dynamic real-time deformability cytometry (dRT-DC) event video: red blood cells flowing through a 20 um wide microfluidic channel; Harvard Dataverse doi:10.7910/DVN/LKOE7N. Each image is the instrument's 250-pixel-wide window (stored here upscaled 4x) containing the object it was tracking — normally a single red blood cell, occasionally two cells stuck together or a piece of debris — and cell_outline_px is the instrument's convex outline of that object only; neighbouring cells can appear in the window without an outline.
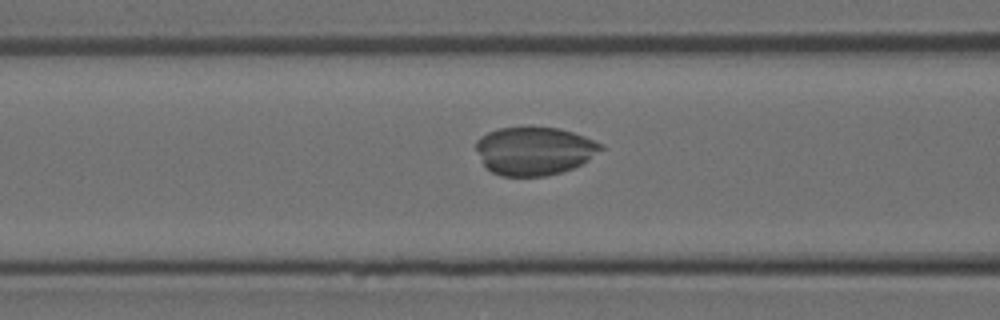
{"species": "Egyptian fruit bat (a non-hibernating species)", "species_latin": "Rousettus aegyptiacus", "temperature_condition": "room temperature", "stored_images_in_passage": 38, "camera_frame_rate_fps": 3000, "um_per_image_px": 0.085, "animal": {"sex": "female"}, "frame": {"image": 1, "passage_image": 13, "time_ms": 4.0, "image_size_px": [1000, 320], "cell_outline_px": [[604, 148], [588, 160], [572, 168], [560, 172], [544, 176], [500, 176], [492, 172], [484, 164], [476, 148], [476, 140], [480, 136], [488, 132], [500, 128], [528, 124], [560, 128], [584, 136], [604, 144]], "centroid_in_image_um": [45.42, 12.78], "position_along_channel_um": 121.2, "area_um2": 35.6}}
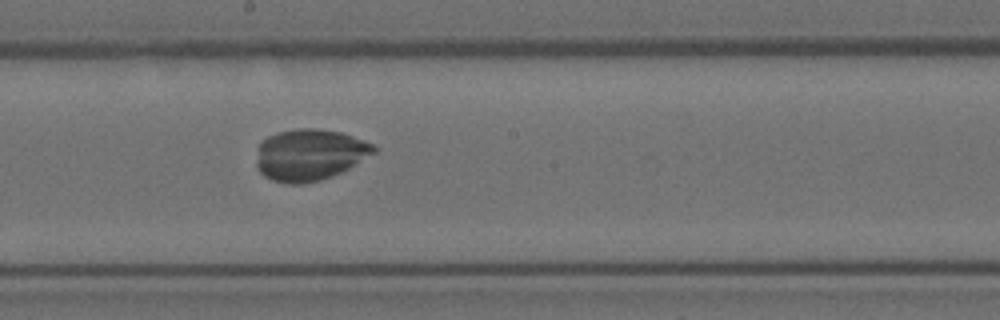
{"frame": {"image": 2, "passage_image": 20, "time_ms": 6.333, "image_size_px": [1000, 320], "cell_outline_px": [[376, 152], [348, 168], [332, 176], [320, 180], [304, 184], [284, 184], [272, 180], [264, 176], [256, 168], [256, 160], [260, 144], [268, 136], [276, 132], [300, 128], [316, 128], [340, 132], [364, 140], [372, 144], [376, 148]], "centroid_in_image_um": [26.29, 13.16], "position_along_channel_um": 221.9, "area_um2": 35.2}}
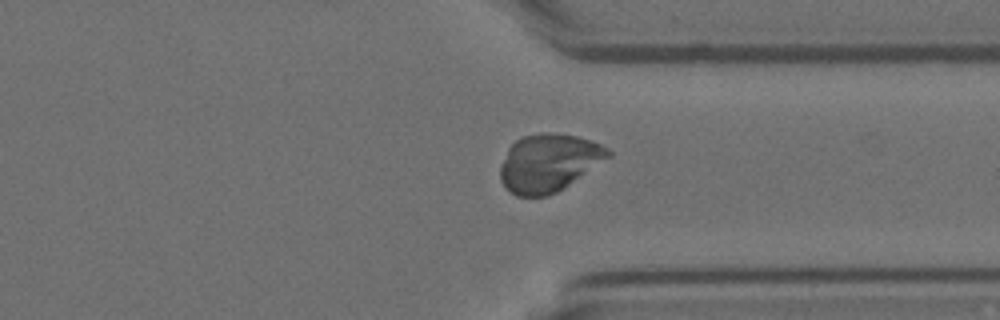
{"frame": {"image": 3, "passage_image": 30, "time_ms": 9.667, "image_size_px": [1000, 320], "cell_outline_px": [[612, 156], [564, 188], [548, 196], [516, 196], [508, 192], [500, 180], [500, 164], [508, 148], [516, 140], [524, 136], [544, 132], [548, 132], [576, 136], [600, 144], [608, 148], [612, 152]], "centroid_in_image_um": [46.63, 13.85], "position_along_channel_um": 364.8, "area_um2": 36.47}}